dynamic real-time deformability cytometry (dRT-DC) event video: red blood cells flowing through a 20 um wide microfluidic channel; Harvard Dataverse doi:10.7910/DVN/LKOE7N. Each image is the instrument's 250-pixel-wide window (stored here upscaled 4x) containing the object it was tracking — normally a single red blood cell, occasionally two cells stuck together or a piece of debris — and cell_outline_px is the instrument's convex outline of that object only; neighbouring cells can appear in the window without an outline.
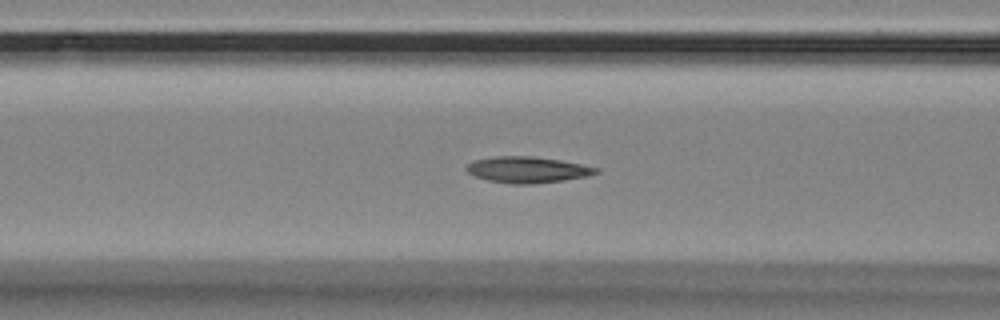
{"species": "Egyptian fruit bat (a non-hibernating species)", "species_latin": "Rousettus aegyptiacus", "temperature_condition": "room temperature", "stored_images_in_passage": 46, "camera_frame_rate_fps": 3000, "um_per_image_px": 0.085, "animal": {"sex": "female"}, "frame": {"image": 1, "passage_image": 12, "time_ms": 3.667, "image_size_px": [1000, 320], "cell_outline_px": [[600, 172], [588, 176], [564, 180], [532, 184], [512, 184], [488, 180], [476, 176], [468, 172], [464, 168], [468, 164], [476, 160], [496, 156], [532, 156], [560, 160], [600, 168]], "centroid_in_image_um": [44.86, 14.43], "position_along_channel_um": 121.7, "area_um2": 19.65}}
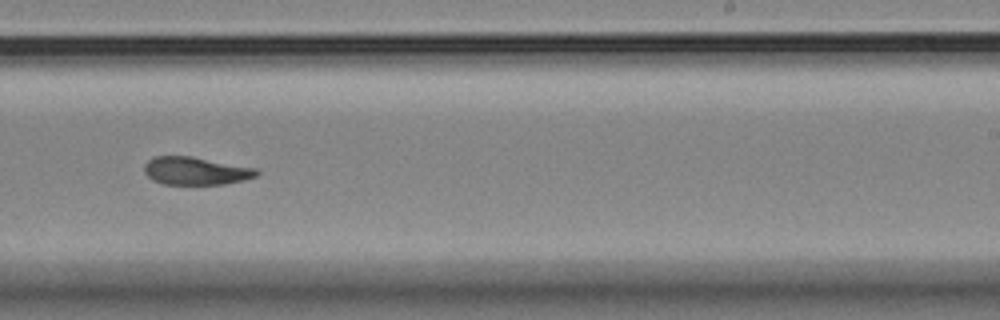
{"frame": {"image": 2, "passage_image": 25, "time_ms": 8.0, "image_size_px": [1000, 320], "cell_outline_px": [[260, 172], [256, 176], [244, 180], [224, 184], [164, 184], [152, 180], [144, 172], [144, 164], [152, 156], [192, 156], [256, 168]], "centroid_in_image_um": [16.62, 14.52], "position_along_channel_um": 272.4, "area_um2": 18.32}}
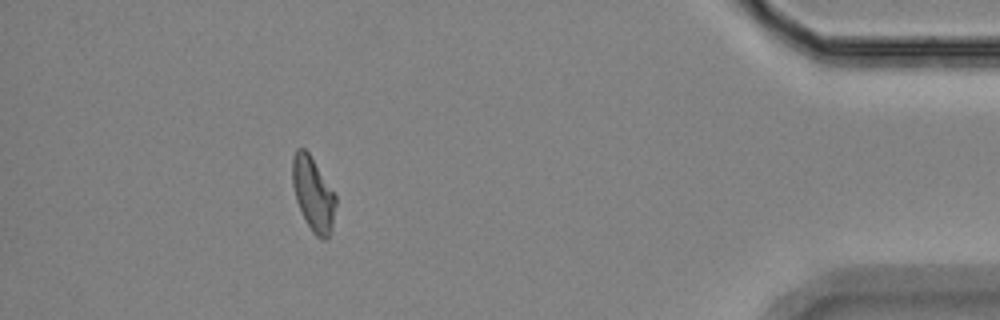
{"frame": {"image": 3, "passage_image": 41, "time_ms": 13.333, "image_size_px": [1000, 320], "cell_outline_px": [[336, 204], [332, 228], [328, 236], [324, 240], [320, 240], [312, 232], [296, 200], [292, 184], [292, 156], [296, 148], [304, 148], [308, 152], [336, 196]], "centroid_in_image_um": [26.61, 16.49], "position_along_channel_um": 408.6, "area_um2": 18.44}, "authors_computed_cell_mechanics": {"area_um2": 18.9006, "velocity_mm_per_s": 3.4814, "shape_relaxation_time_tau1_ms": null, "shape_relaxation_time_tau2_ms": 7.2456, "deformation_change_tau1": null, "deformation_change_tau2": 0.1336}}